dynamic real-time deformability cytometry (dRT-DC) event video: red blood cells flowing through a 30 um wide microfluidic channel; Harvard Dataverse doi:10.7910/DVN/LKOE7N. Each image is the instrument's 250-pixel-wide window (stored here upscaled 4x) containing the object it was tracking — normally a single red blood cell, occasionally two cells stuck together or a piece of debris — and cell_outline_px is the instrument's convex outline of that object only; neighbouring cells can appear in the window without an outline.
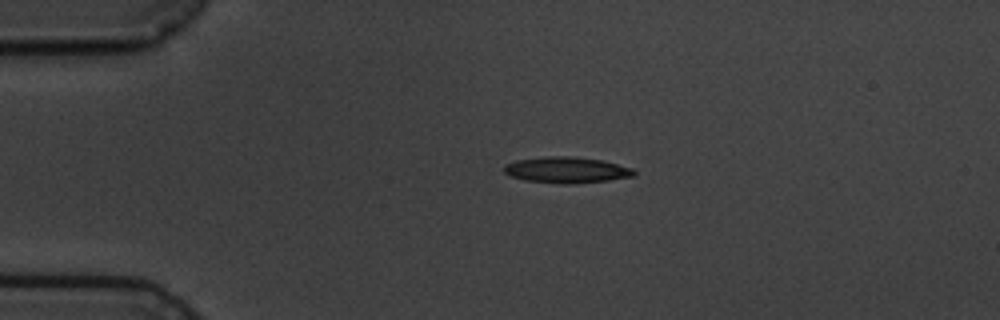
{"species": "common noctule bat (a hibernating species)", "species_latin": "Nyctalus noctula", "temperature_condition": "cold", "stored_images_in_passage": 4, "camera_frame_rate_fps": 3000, "um_per_image_px": 0.085, "animal": {"sex": "male", "body_mass_g": 19.5, "forearm_length_mm": 54.6}, "frame": {"image": 1, "passage_image": 3, "time_ms": 3.0, "image_size_px": [1000, 320], "cell_outline_px": [[636, 176], [608, 180], [572, 184], [560, 184], [524, 180], [508, 176], [504, 172], [504, 164], [516, 160], [544, 156], [572, 156], [604, 160], [632, 168], [636, 172]], "centroid_in_image_um": [48.14, 14.44], "position_along_channel_um": 36.9, "area_um2": 20.06}}